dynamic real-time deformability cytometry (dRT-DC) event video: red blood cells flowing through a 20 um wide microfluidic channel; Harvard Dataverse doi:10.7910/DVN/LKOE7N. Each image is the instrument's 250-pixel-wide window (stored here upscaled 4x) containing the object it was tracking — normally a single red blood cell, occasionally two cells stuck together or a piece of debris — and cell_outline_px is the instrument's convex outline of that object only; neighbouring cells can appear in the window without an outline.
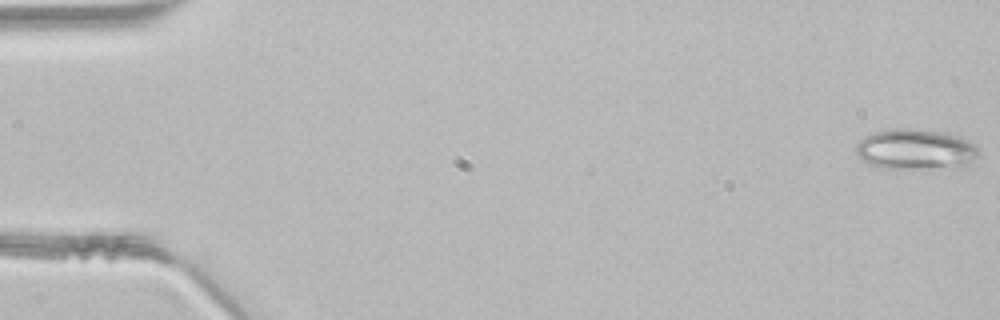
{"species": "common noctule bat (a hibernating species)", "species_latin": "Nyctalus noctula", "temperature_condition": "room temperature", "stored_images_in_passage": 47, "camera_frame_rate_fps": 3000, "um_per_image_px": 0.085, "animal": {"sex": "male", "body_mass_g": 21.5, "forearm_length_mm": 52.0}, "frame": {"image": 1, "passage_image": 1, "time_ms": 0.0, "image_size_px": [1000, 320], "cell_outline_px": [[980, 148], [976, 156], [964, 168], [880, 168], [868, 164], [856, 152], [856, 144], [864, 136], [888, 128], [904, 128], [948, 132], [960, 136], [976, 144]], "centroid_in_image_um": [77.87, 12.69], "position_along_channel_um": 7.1, "area_um2": 29.36}}
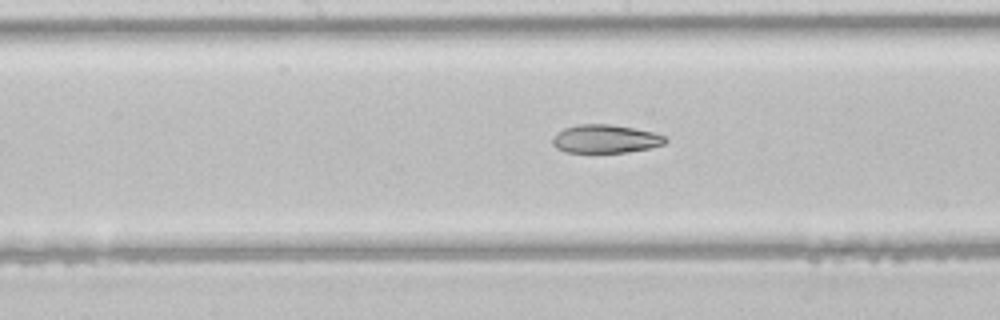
{"frame": {"image": 2, "passage_image": 24, "time_ms": 7.667, "image_size_px": [1000, 320], "cell_outline_px": [[668, 140], [664, 144], [652, 148], [628, 152], [568, 152], [556, 148], [552, 144], [552, 136], [556, 132], [564, 128], [576, 124], [612, 124], [652, 132], [664, 136]], "centroid_in_image_um": [51.43, 11.8], "position_along_channel_um": 196.8, "area_um2": 18.73}}
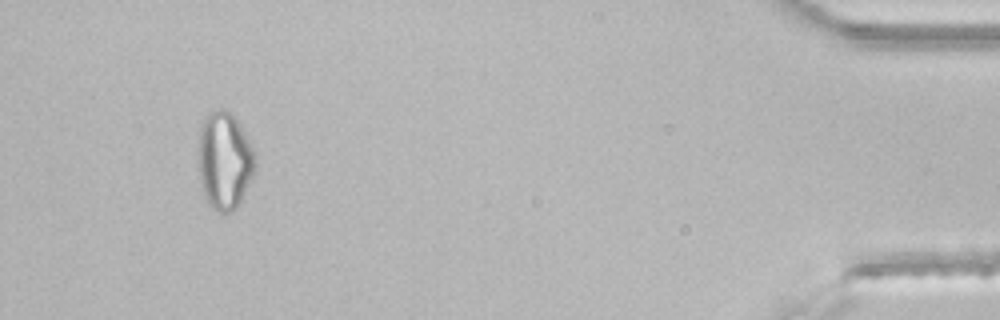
{"frame": {"image": 3, "passage_image": 44, "time_ms": 14.333, "image_size_px": [1000, 320], "cell_outline_px": [[256, 164], [240, 204], [232, 212], [216, 212], [208, 204], [204, 196], [200, 184], [200, 124], [204, 116], [208, 112], [220, 108], [228, 112], [236, 120], [252, 148]], "centroid_in_image_um": [19.06, 13.69], "position_along_channel_um": 416.1, "area_um2": 31.73}}